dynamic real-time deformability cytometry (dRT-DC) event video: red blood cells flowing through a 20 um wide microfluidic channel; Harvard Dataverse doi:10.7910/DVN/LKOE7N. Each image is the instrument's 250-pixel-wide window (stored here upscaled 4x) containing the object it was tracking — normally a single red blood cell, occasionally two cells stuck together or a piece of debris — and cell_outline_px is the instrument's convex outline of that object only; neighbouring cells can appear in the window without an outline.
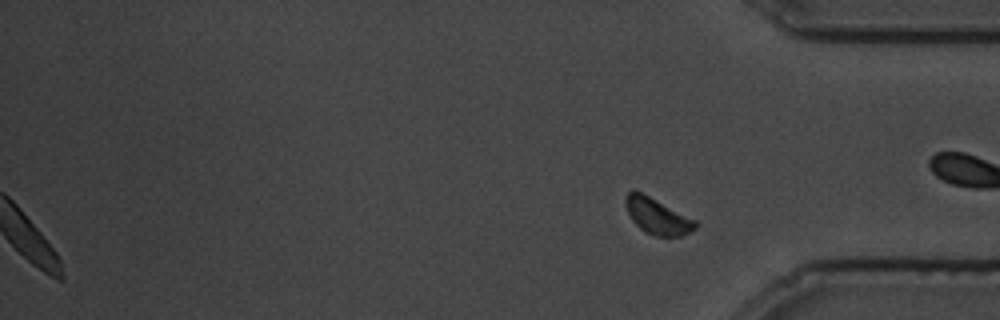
{"species": "common noctule bat (a hibernating species)", "species_latin": "Nyctalus noctula", "temperature_condition": "cold", "stored_images_in_passage": 97, "segment_of_instrument_passage": [2, 2], "camera_frame_rate_fps": 3000, "um_per_image_px": 0.085, "animal": {"sex": "male", "body_mass_g": 19.5, "forearm_length_mm": 54.6}, "frame": {"image": 1, "passage_image": 97, "time_ms": 32.0, "image_size_px": [1000, 320], "cell_outline_px": [[700, 224], [696, 228], [680, 236], [656, 236], [644, 232], [632, 220], [624, 204], [624, 196], [632, 188], [696, 220]], "centroid_in_image_um": [55.85, 18.37], "position_along_channel_um": 379.4, "area_um2": 14.57}}